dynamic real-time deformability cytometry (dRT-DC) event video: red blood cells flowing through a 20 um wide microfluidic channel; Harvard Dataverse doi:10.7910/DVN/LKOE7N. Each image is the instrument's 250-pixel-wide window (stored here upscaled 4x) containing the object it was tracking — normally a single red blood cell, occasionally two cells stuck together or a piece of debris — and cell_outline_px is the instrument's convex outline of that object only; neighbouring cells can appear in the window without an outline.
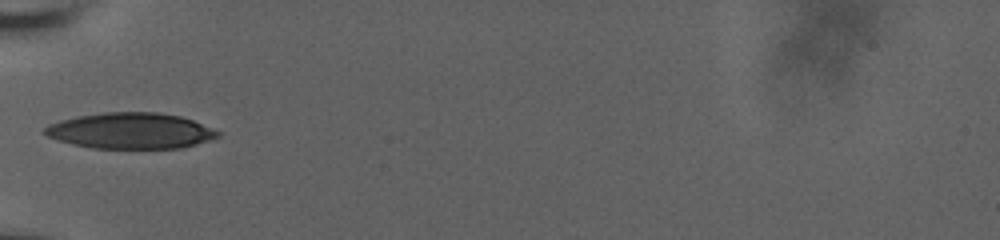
{"species": "human", "species_latin": "Homo sapiens", "temperature_condition": "room temperature", "stored_images_in_passage": 36, "camera_frame_rate_fps": 3000, "um_per_image_px": 0.085, "donor": {"sex": "male"}, "frame": {"image": 1, "passage_image": 1, "time_ms": 0.0, "image_size_px": [1000, 240], "cell_outline_px": [[220, 136], [196, 144], [180, 148], [92, 148], [72, 144], [48, 136], [44, 132], [44, 128], [48, 124], [60, 120], [76, 116], [104, 112], [156, 112], [180, 116], [192, 120], [212, 128], [220, 132]], "centroid_in_image_um": [11.09, 11.11], "position_along_channel_um": 73.9, "area_um2": 36.07}}
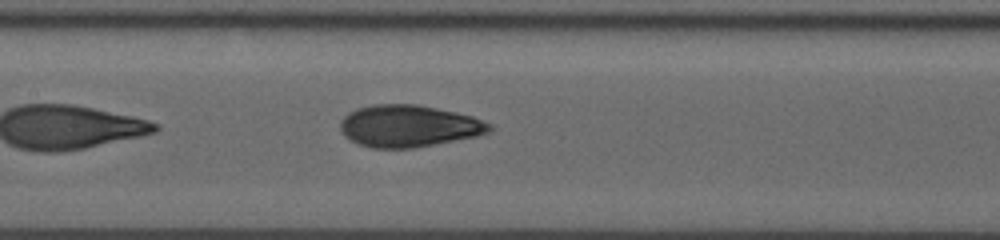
{"frame": {"image": 2, "passage_image": 9, "time_ms": 2.667, "image_size_px": [1000, 240], "cell_outline_px": [[492, 128], [488, 132], [476, 136], [412, 148], [372, 148], [360, 144], [344, 136], [340, 132], [340, 120], [348, 112], [356, 108], [372, 104], [416, 104], [436, 108], [472, 116], [492, 124]], "centroid_in_image_um": [34.69, 10.7], "position_along_channel_um": 172.7, "area_um2": 36.36}}
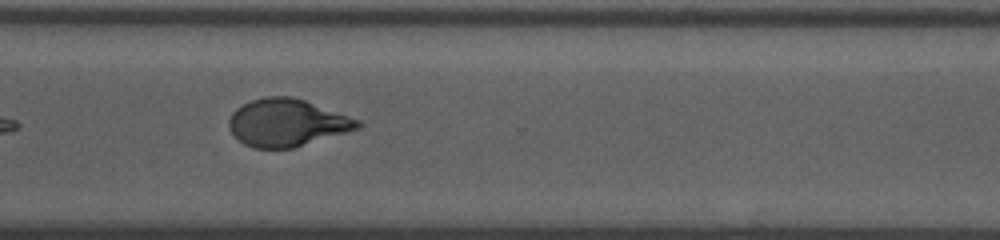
{"frame": {"image": 3, "passage_image": 23, "time_ms": 7.333, "image_size_px": [1000, 240], "cell_outline_px": [[364, 124], [360, 128], [292, 148], [252, 148], [244, 144], [228, 128], [228, 120], [232, 112], [236, 108], [252, 100], [264, 96], [292, 96], [304, 100], [360, 120]], "centroid_in_image_um": [24.38, 10.42], "position_along_channel_um": 346.2, "area_um2": 35.37}, "authors_computed_cell_mechanics": {"area_um2": 36.2406, "velocity_mm_per_s": 3.7301, "shape_relaxation_time_tau1_ms": 6.4818, "shape_relaxation_time_tau2_ms": 1.3431, "deformation_change_tau1": 0.2196, "deformation_change_tau2": 0.0749}}